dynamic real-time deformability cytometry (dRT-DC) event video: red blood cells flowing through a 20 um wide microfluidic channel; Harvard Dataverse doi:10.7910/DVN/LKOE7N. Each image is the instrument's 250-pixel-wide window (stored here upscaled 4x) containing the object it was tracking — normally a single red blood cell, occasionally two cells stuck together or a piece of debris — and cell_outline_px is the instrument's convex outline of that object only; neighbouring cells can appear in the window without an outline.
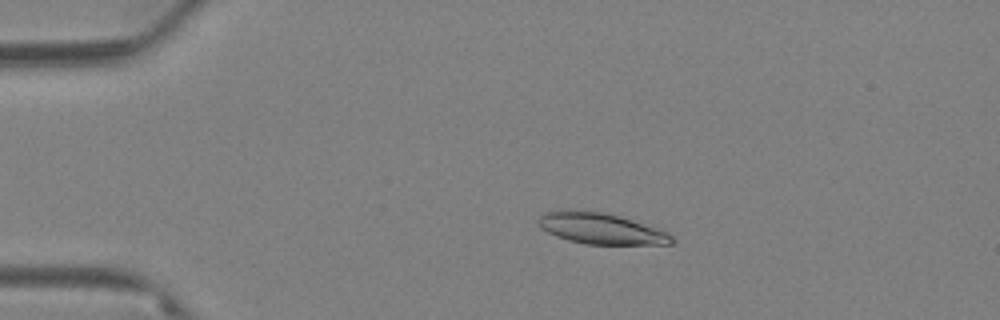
{"species": "Egyptian fruit bat (a non-hibernating species)", "species_latin": "Rousettus aegyptiacus", "temperature_condition": "warm", "stored_images_in_passage": 67, "camera_frame_rate_fps": 3000, "um_per_image_px": 0.085, "animal": {"sex": "female"}, "frame": {"image": 1, "passage_image": 14, "time_ms": 4.333, "image_size_px": [1000, 320], "cell_outline_px": [[676, 240], [672, 244], [584, 244], [568, 240], [556, 236], [540, 228], [536, 220], [544, 212], [564, 208], [568, 208], [604, 212], [620, 216], [668, 232]], "centroid_in_image_um": [51.01, 19.4], "position_along_channel_um": 34.0, "area_um2": 24.51}}
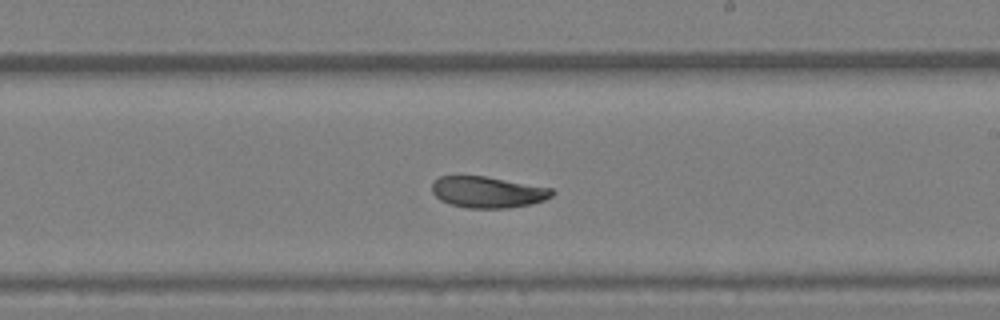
{"frame": {"image": 2, "passage_image": 40, "time_ms": 13.0, "image_size_px": [1000, 320], "cell_outline_px": [[556, 192], [552, 196], [544, 200], [532, 204], [508, 208], [468, 208], [448, 204], [440, 200], [432, 192], [432, 180], [440, 176], [484, 176], [552, 188]], "centroid_in_image_um": [41.44, 16.33], "position_along_channel_um": 247.6, "area_um2": 22.02}}
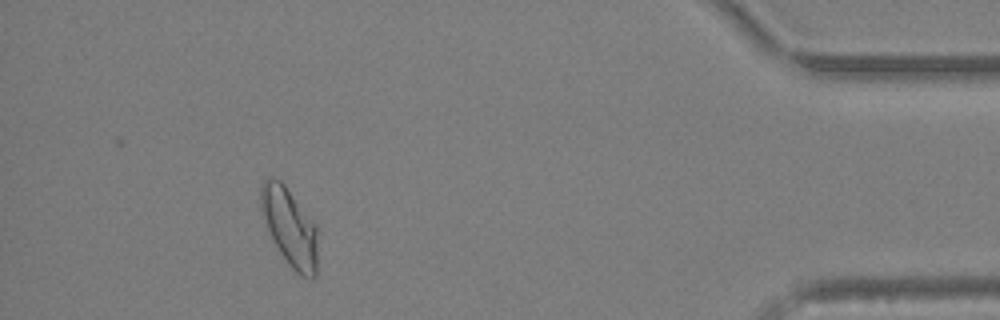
{"frame": {"image": 3, "passage_image": 61, "time_ms": 20.0, "image_size_px": [1000, 320], "cell_outline_px": [[316, 276], [300, 276], [292, 268], [280, 252], [264, 228], [260, 212], [260, 184], [268, 176], [272, 176], [280, 180], [284, 184], [316, 224]], "centroid_in_image_um": [24.55, 19.24], "position_along_channel_um": 410.7, "area_um2": 26.07}, "authors_computed_cell_mechanics": {"area_um2": 23.987, "velocity_mm_per_s": 3.1008, "shape_relaxation_time_tau1_ms": 6.7095, "shape_relaxation_time_tau2_ms": 8.1835, "deformation_change_tau1": 0.1714, "deformation_change_tau2": 0.1259}}